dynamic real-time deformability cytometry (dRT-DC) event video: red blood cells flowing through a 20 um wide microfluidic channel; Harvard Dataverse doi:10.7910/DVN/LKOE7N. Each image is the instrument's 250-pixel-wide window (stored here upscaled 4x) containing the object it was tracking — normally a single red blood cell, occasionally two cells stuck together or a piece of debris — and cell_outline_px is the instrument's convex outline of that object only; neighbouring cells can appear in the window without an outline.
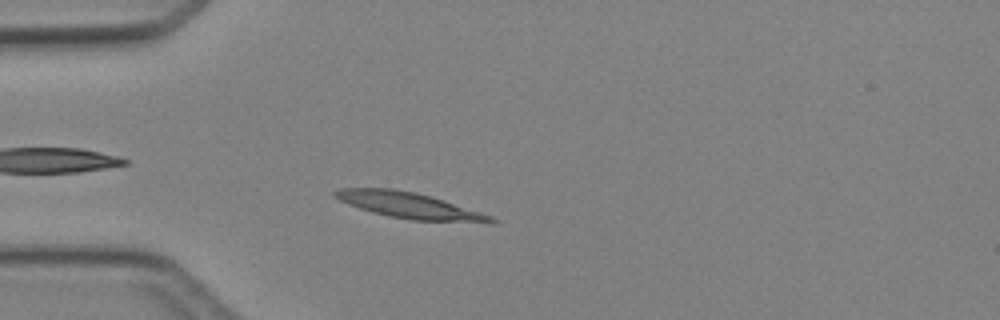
{"species": "Egyptian fruit bat (a non-hibernating species)", "species_latin": "Rousettus aegyptiacus", "temperature_condition": "cold", "stored_images_in_passage": 4, "camera_frame_rate_fps": 3000, "um_per_image_px": 0.085, "animal": {"sex": "female"}, "frame": {"image": 1, "passage_image": 4, "time_ms": 4.333, "image_size_px": [1000, 320], "cell_outline_px": [[500, 220], [496, 224], [488, 224], [412, 220], [388, 216], [372, 212], [348, 204], [332, 196], [332, 192], [340, 188], [392, 188], [416, 192], [480, 212], [492, 216]], "centroid_in_image_um": [34.86, 17.49], "position_along_channel_um": 50.1, "area_um2": 23.87}}